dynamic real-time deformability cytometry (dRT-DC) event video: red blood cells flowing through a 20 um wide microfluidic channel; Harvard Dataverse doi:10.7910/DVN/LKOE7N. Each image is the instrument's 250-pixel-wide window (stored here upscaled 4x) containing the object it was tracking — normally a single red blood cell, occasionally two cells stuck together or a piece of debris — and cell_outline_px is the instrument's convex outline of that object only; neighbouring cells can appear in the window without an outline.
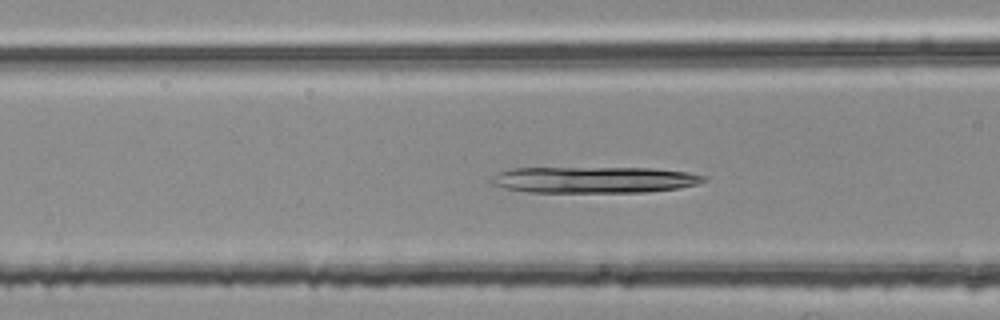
{"species": "common noctule bat (a hibernating species)", "species_latin": "Nyctalus noctula", "temperature_condition": "room temperature", "stored_images_in_passage": 42, "camera_frame_rate_fps": 3000, "um_per_image_px": 0.085, "animal": {"sex": "female", "body_mass_g": 25.1}, "frame": {"image": 1, "passage_image": 18, "time_ms": 5.667, "image_size_px": [1000, 320], "cell_outline_px": [[708, 180], [696, 184], [676, 188], [644, 192], [528, 192], [504, 188], [492, 184], [488, 180], [492, 176], [500, 172], [512, 168], [652, 168], [688, 172], [708, 176]], "centroid_in_image_um": [50.49, 15.28], "position_along_channel_um": 116.1, "area_um2": 32.6}}
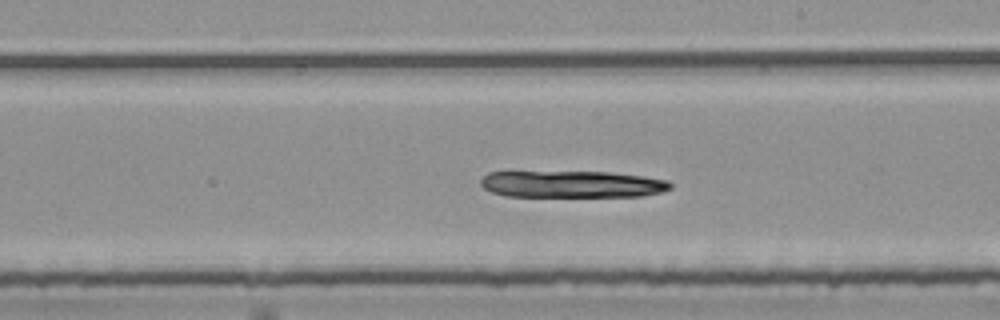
{"frame": {"image": 2, "passage_image": 28, "time_ms": 9.0, "image_size_px": [1000, 320], "cell_outline_px": [[672, 188], [660, 192], [644, 196], [504, 196], [492, 192], [484, 188], [480, 184], [480, 180], [488, 172], [608, 172], [644, 176], [668, 180], [672, 184]], "centroid_in_image_um": [48.64, 15.65], "position_along_channel_um": 240.4, "area_um2": 29.65}}
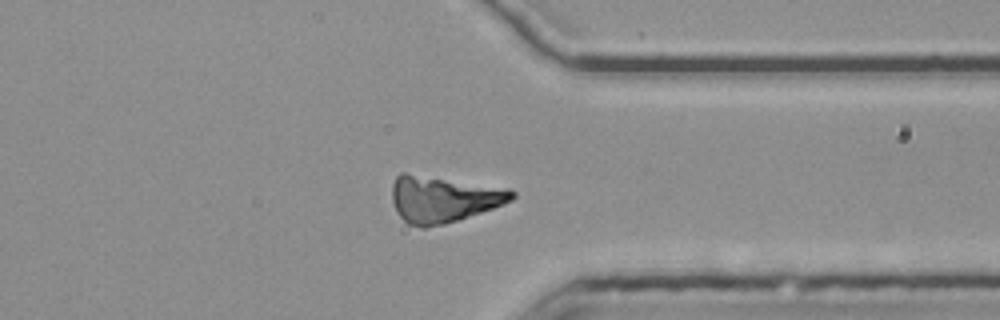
{"frame": {"image": 3, "passage_image": 39, "time_ms": 12.667, "image_size_px": [1000, 320], "cell_outline_px": [[516, 196], [512, 200], [504, 204], [444, 224], [424, 228], [420, 228], [408, 224], [396, 212], [392, 200], [392, 184], [396, 176], [400, 172], [404, 172], [508, 188], [516, 192]], "centroid_in_image_um": [37.64, 16.91], "position_along_channel_um": 373.8, "area_um2": 32.43}}